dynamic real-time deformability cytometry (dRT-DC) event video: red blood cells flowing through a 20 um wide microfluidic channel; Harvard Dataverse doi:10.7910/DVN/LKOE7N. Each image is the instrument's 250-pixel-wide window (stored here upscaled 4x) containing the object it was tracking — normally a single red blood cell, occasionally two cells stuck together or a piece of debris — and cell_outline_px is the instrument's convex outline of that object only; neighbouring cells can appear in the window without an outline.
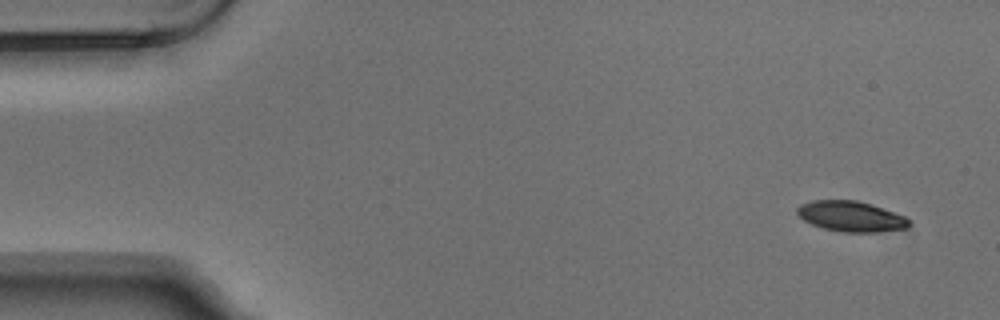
{"species": "Egyptian fruit bat (a non-hibernating species)", "species_latin": "Rousettus aegyptiacus", "temperature_condition": "warm", "stored_images_in_passage": 5, "camera_frame_rate_fps": 3000, "um_per_image_px": 0.085, "animal": {"sex": "male"}, "frame": {"image": 1, "passage_image": 1, "time_ms": 0.0, "image_size_px": [1000, 320], "cell_outline_px": [[908, 228], [876, 232], [840, 232], [824, 228], [812, 224], [804, 220], [796, 212], [796, 208], [800, 204], [812, 200], [856, 200], [872, 204], [904, 216], [908, 220]], "centroid_in_image_um": [72.3, 18.38], "position_along_channel_um": 12.7, "area_um2": 19.77}}
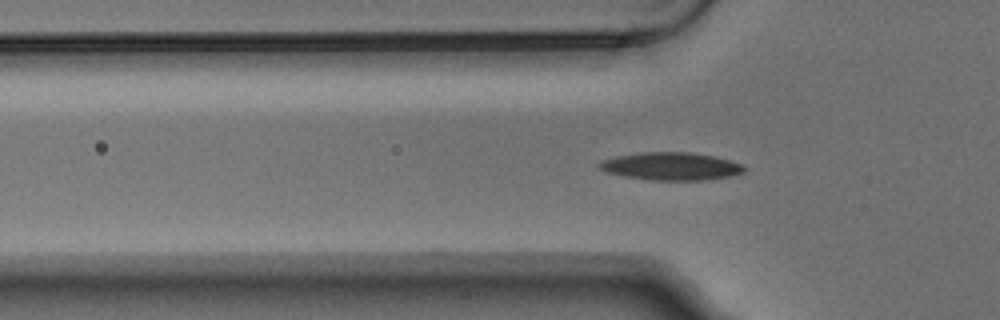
{"frame": {"image": 2, "passage_image": 5, "time_ms": 1.333, "image_size_px": [1000, 320], "cell_outline_px": [[744, 172], [732, 176], [704, 180], [652, 180], [624, 176], [604, 172], [596, 168], [596, 164], [600, 160], [616, 156], [640, 152], [692, 152], [716, 156], [740, 164], [744, 168]], "centroid_in_image_um": [56.96, 14.13], "position_along_channel_um": 68.8, "area_um2": 23.7}}